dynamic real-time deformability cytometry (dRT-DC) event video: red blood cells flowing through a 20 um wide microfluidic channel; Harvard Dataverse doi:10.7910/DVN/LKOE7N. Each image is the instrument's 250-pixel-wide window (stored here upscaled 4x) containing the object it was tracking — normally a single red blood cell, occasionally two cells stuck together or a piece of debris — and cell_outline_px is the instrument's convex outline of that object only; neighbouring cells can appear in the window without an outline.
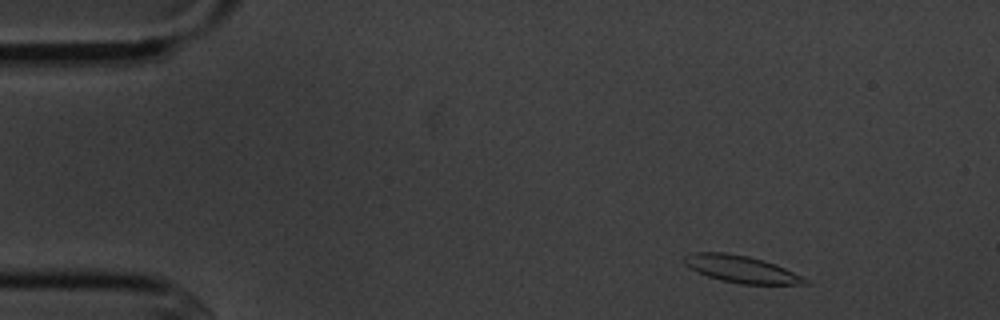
{"species": "common noctule bat (a hibernating species)", "species_latin": "Nyctalus noctula", "temperature_condition": "cold", "stored_images_in_passage": 7, "camera_frame_rate_fps": 3000, "um_per_image_px": 0.085, "animal": {"sex": "male", "body_mass_g": 20.1, "forearm_length_mm": 53.5}, "frame": {"image": 1, "passage_image": 1, "time_ms": 0.0, "image_size_px": [1000, 320], "cell_outline_px": [[812, 284], [740, 284], [720, 280], [696, 272], [684, 264], [684, 256], [692, 252], [724, 252], [748, 256], [764, 260], [776, 264], [808, 280]], "centroid_in_image_um": [62.97, 22.87], "position_along_channel_um": 22.0, "area_um2": 19.02}}
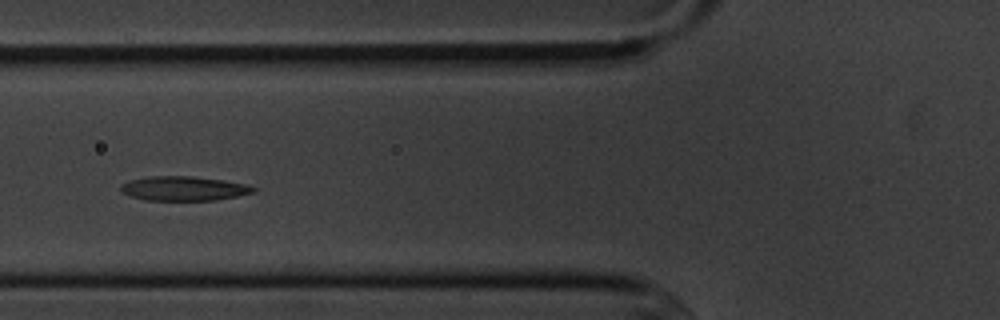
{"frame": {"image": 2, "passage_image": 5, "time_ms": 4.667, "image_size_px": [1000, 320], "cell_outline_px": [[256, 192], [216, 200], [144, 200], [120, 192], [120, 184], [128, 180], [148, 176], [192, 176], [224, 180], [248, 184], [256, 188]], "centroid_in_image_um": [15.6, 16.01], "position_along_channel_um": 110.2, "area_um2": 19.02}}
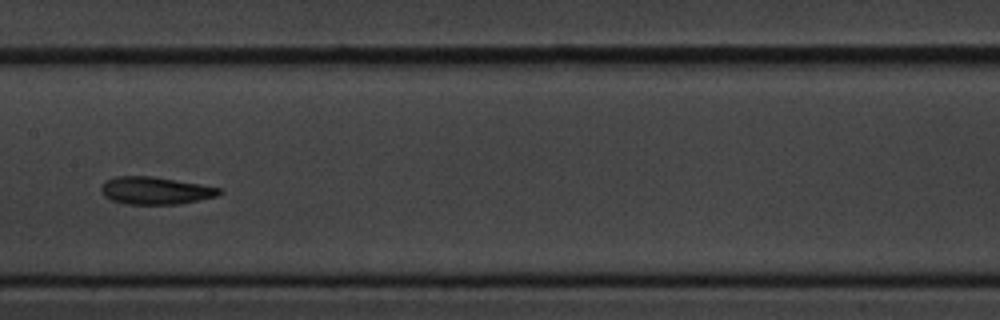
{"frame": {"image": 3, "passage_image": 7, "time_ms": 7.0, "image_size_px": [1000, 320], "cell_outline_px": [[224, 192], [216, 196], [200, 200], [180, 204], [128, 204], [112, 200], [104, 196], [100, 192], [100, 188], [104, 180], [116, 176], [152, 176], [220, 188]], "centroid_in_image_um": [13.17, 16.2], "position_along_channel_um": 194.2, "area_um2": 18.9}}